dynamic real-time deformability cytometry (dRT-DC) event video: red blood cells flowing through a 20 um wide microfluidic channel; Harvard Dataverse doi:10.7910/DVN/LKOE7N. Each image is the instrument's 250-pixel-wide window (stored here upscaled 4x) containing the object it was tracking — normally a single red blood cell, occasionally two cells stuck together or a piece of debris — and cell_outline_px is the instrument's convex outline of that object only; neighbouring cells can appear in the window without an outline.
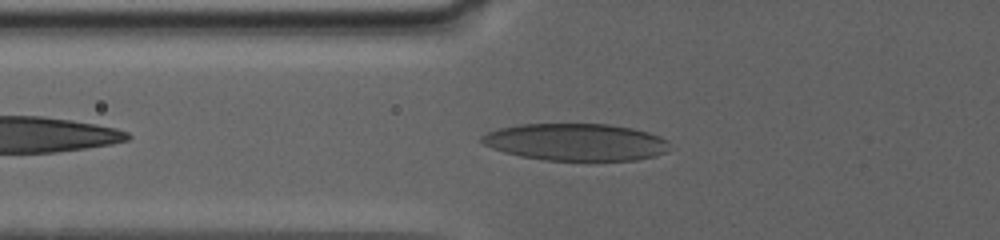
{"species": "human", "species_latin": "Homo sapiens", "temperature_condition": "warm", "stored_images_in_passage": 34, "camera_frame_rate_fps": 3000, "um_per_image_px": 0.085, "donor": {"sex": "female"}, "frame": {"image": 1, "passage_image": 6, "time_ms": 1.667, "image_size_px": [1000, 240], "cell_outline_px": [[668, 140], [664, 152], [656, 156], [636, 160], [544, 160], [504, 152], [492, 148], [484, 144], [480, 140], [480, 136], [488, 132], [500, 128], [520, 124], [608, 124], [632, 128], [648, 132], [660, 136]], "centroid_in_image_um": [48.93, 12.07], "position_along_channel_um": 76.9, "area_um2": 40.4}}
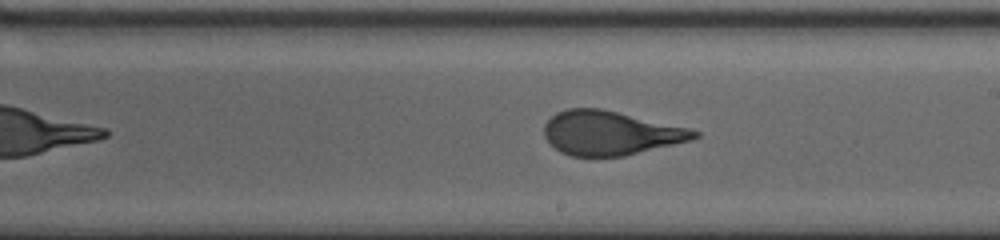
{"frame": {"image": 2, "passage_image": 20, "time_ms": 7.0, "image_size_px": [1000, 240], "cell_outline_px": [[700, 136], [692, 140], [624, 156], [572, 156], [560, 152], [544, 136], [544, 124], [556, 112], [568, 108], [600, 108], [688, 128], [700, 132]], "centroid_in_image_um": [51.87, 11.3], "position_along_channel_um": 237.1, "area_um2": 38.26}}
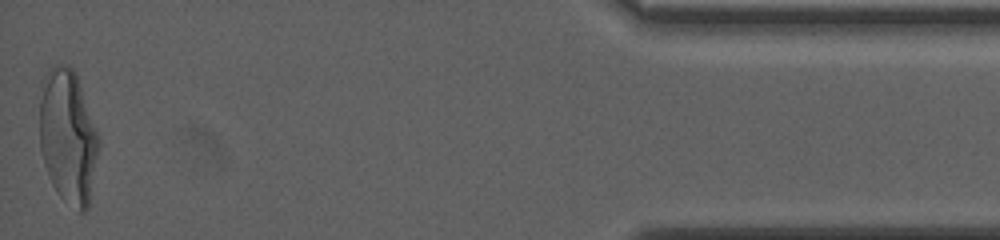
{"frame": {"image": 3, "passage_image": 34, "time_ms": 15.333, "image_size_px": [1000, 240], "cell_outline_px": [[100, 144], [88, 208], [84, 212], [80, 212], [60, 196], [52, 184], [44, 164], [40, 148], [40, 80], [48, 68], [56, 64], [68, 64], [76, 72], [100, 140]], "centroid_in_image_um": [5.76, 11.55], "position_along_channel_um": 429.4, "area_um2": 46.53}}